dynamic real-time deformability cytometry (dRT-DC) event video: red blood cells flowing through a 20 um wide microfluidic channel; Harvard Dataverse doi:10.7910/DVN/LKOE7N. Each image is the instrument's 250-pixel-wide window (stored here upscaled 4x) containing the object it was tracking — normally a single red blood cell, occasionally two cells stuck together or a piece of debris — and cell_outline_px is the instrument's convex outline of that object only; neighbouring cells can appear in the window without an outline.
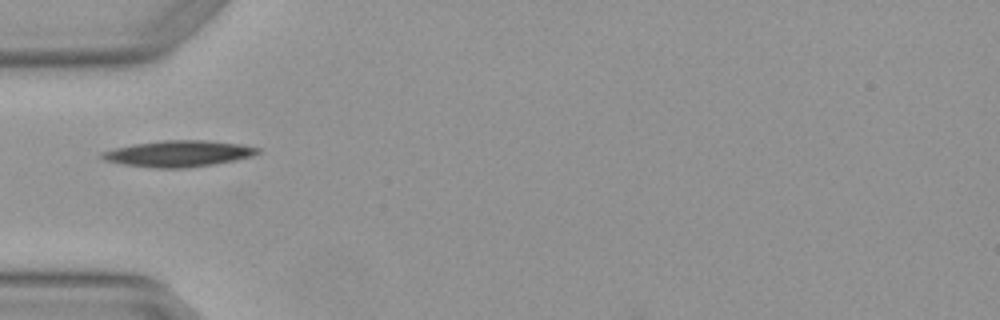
{"species": "Egyptian fruit bat (a non-hibernating species)", "species_latin": "Rousettus aegyptiacus", "temperature_condition": "warm", "stored_images_in_passage": 2, "camera_frame_rate_fps": 3000, "um_per_image_px": 0.085, "animal": {"sex": "female"}, "frame": {"image": 1, "passage_image": 2, "time_ms": 0.333, "image_size_px": [1000, 320], "cell_outline_px": [[260, 152], [252, 156], [212, 164], [184, 168], [156, 168], [124, 164], [104, 160], [100, 156], [100, 152], [132, 144], [164, 140], [204, 140], [240, 144], [260, 148]], "centroid_in_image_um": [15.14, 13.05], "position_along_channel_um": 69.9, "area_um2": 23.52}}